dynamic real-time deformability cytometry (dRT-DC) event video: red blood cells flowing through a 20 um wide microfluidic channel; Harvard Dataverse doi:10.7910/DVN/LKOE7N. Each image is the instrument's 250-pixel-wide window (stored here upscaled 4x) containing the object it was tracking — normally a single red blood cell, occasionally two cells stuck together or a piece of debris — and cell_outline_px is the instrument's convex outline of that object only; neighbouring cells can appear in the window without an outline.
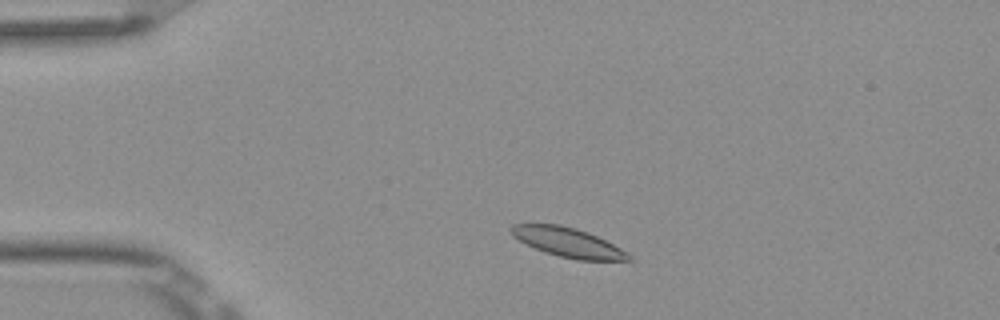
{"species": "Egyptian fruit bat (a non-hibernating species)", "species_latin": "Rousettus aegyptiacus", "temperature_condition": "room temperature", "stored_images_in_passage": 4, "camera_frame_rate_fps": 3000, "um_per_image_px": 0.085, "frame": {"image": 1, "passage_image": 2, "time_ms": 0.333, "image_size_px": [1000, 320], "cell_outline_px": [[636, 260], [576, 260], [544, 252], [512, 236], [508, 228], [512, 224], [560, 224], [576, 228], [588, 232], [628, 252]], "centroid_in_image_um": [48.28, 20.6], "position_along_channel_um": 36.7, "area_um2": 20.0}}
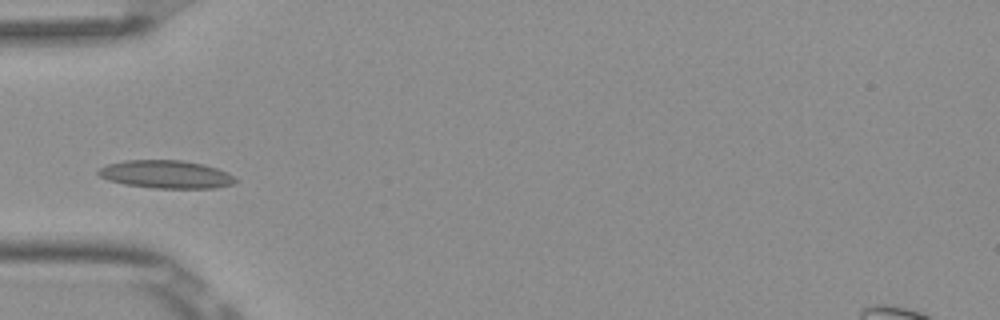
{"frame": {"image": 2, "passage_image": 4, "time_ms": 1.0, "image_size_px": [1000, 320], "cell_outline_px": [[240, 180], [232, 184], [216, 188], [152, 188], [124, 184], [108, 180], [100, 176], [96, 172], [100, 168], [108, 164], [124, 160], [180, 160], [204, 164], [228, 172]], "centroid_in_image_um": [14.14, 14.82], "position_along_channel_um": 70.9, "area_um2": 22.48}}